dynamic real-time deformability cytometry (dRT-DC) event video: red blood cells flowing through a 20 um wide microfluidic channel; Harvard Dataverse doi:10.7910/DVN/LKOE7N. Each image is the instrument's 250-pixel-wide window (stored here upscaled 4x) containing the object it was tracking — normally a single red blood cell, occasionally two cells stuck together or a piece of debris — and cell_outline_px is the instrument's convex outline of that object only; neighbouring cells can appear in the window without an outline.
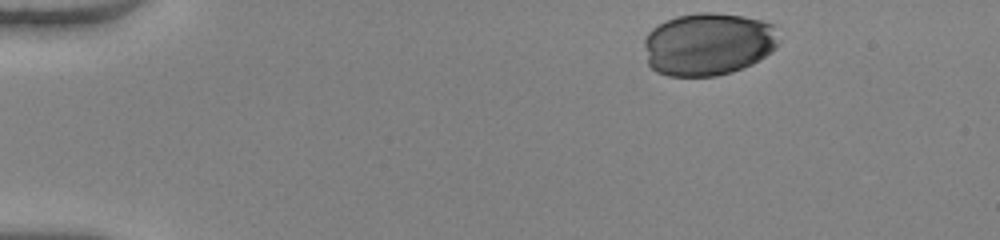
{"species": "human", "species_latin": "Homo sapiens", "temperature_condition": "warm", "stored_images_in_passage": 38, "camera_frame_rate_fps": 3000, "um_per_image_px": 0.085, "donor": {"sex": "female"}, "frame": {"image": 1, "passage_image": 1, "time_ms": 0.0, "image_size_px": [1000, 240], "cell_outline_px": [[776, 48], [772, 52], [752, 64], [732, 72], [716, 76], [668, 76], [656, 72], [648, 64], [644, 44], [644, 40], [648, 32], [652, 28], [676, 16], [696, 12], [712, 12], [744, 16], [760, 20], [772, 24], [776, 44]], "centroid_in_image_um": [60.15, 3.75], "position_along_channel_um": 24.8, "area_um2": 49.13}}
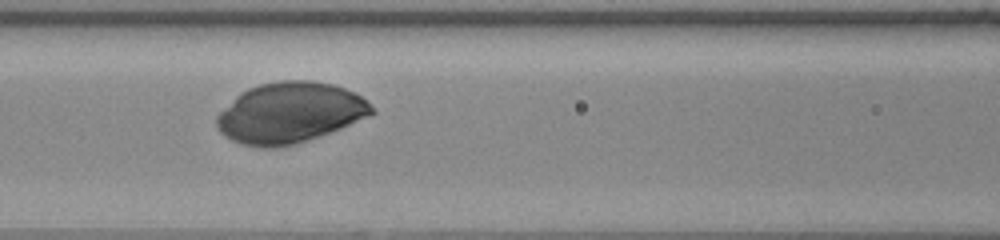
{"frame": {"image": 2, "passage_image": 17, "time_ms": 5.333, "image_size_px": [1000, 240], "cell_outline_px": [[376, 112], [368, 116], [332, 132], [296, 144], [276, 148], [260, 148], [240, 144], [224, 136], [216, 128], [216, 116], [240, 92], [248, 88], [260, 84], [280, 80], [312, 80], [332, 84], [356, 92]], "centroid_in_image_um": [24.6, 9.6], "position_along_channel_um": 142.0, "area_um2": 54.97}}
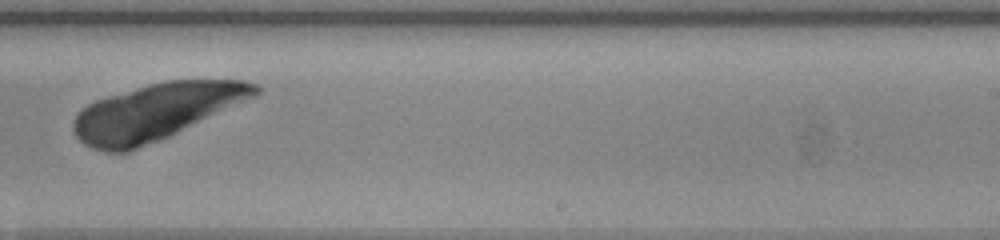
{"frame": {"image": 3, "passage_image": 27, "time_ms": 8.667, "image_size_px": [1000, 240], "cell_outline_px": [[260, 92], [256, 96], [168, 136], [128, 152], [108, 152], [92, 148], [84, 144], [76, 136], [72, 128], [72, 120], [88, 104], [96, 100], [108, 96], [148, 84], [168, 80], [244, 80], [260, 84]], "centroid_in_image_um": [13.26, 9.49], "position_along_channel_um": 275.7, "area_um2": 59.13}}